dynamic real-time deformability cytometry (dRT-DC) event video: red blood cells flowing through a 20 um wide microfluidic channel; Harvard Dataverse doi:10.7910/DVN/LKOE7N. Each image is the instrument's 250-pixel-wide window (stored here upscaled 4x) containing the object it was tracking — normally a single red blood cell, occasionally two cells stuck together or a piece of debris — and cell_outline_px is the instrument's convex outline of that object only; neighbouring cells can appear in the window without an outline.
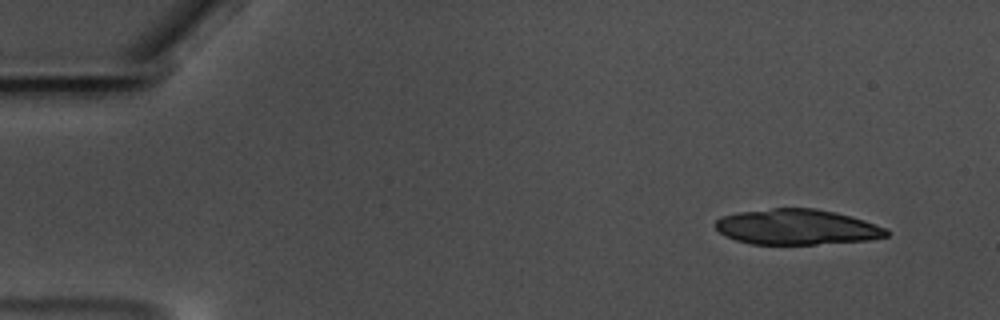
{"species": "common noctule bat (a hibernating species)", "species_latin": "Nyctalus noctula", "temperature_condition": "warm", "stored_images_in_passage": 12, "camera_frame_rate_fps": 3000, "um_per_image_px": 0.085, "animal": {"sex": "male", "body_mass_g": 17.5, "forearm_length_mm": 52.3}, "frame": {"image": 1, "passage_image": 3, "time_ms": 0.667, "image_size_px": [1000, 320], "cell_outline_px": [[888, 236], [868, 240], [816, 244], [752, 244], [736, 240], [720, 232], [716, 228], [716, 220], [720, 216], [736, 212], [772, 208], [816, 208], [836, 212], [864, 220], [888, 228]], "centroid_in_image_um": [67.74, 19.28], "position_along_channel_um": 17.3, "area_um2": 35.37}}